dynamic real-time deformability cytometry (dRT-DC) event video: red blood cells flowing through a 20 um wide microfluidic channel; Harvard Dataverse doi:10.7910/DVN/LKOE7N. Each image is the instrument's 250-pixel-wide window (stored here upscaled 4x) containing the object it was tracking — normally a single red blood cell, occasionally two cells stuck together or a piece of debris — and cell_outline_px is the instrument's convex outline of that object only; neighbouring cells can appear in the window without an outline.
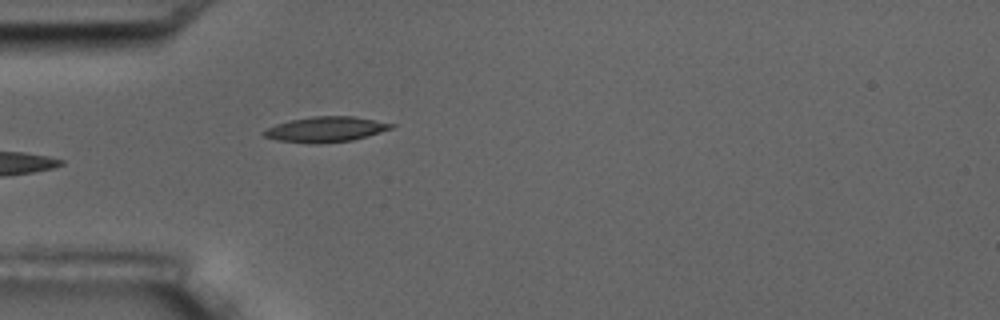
{"species": "common noctule bat (a hibernating species)", "species_latin": "Nyctalus noctula", "temperature_condition": "room temperature", "stored_images_in_passage": 5, "camera_frame_rate_fps": 3000, "um_per_image_px": 0.085, "animal": {"sex": "male", "body_mass_g": 17.5, "forearm_length_mm": 52.3}, "frame": {"image": 1, "passage_image": 5, "time_ms": 5.667, "image_size_px": [1000, 320], "cell_outline_px": [[396, 124], [392, 128], [380, 132], [352, 140], [320, 144], [312, 144], [276, 140], [264, 136], [260, 132], [276, 124], [288, 120], [312, 116], [352, 116]], "centroid_in_image_um": [27.64, 11.0], "position_along_channel_um": 57.4, "area_um2": 18.84}}